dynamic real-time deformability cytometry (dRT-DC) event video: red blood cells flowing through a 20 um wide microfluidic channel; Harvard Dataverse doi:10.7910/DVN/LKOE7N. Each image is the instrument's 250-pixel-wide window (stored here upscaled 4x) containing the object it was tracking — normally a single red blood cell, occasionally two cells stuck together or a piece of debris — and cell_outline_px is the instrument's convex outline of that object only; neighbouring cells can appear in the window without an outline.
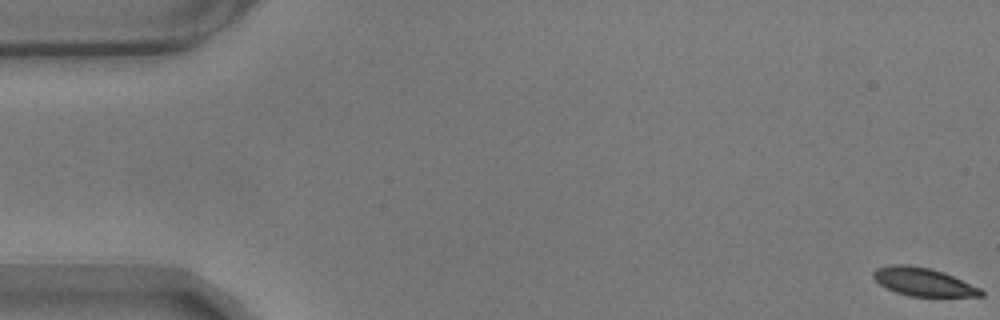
{"species": "common noctule bat (a hibernating species)", "species_latin": "Nyctalus noctula", "temperature_condition": "warm", "stored_images_in_passage": 13, "camera_frame_rate_fps": 3000, "um_per_image_px": 0.085, "animal": {"sex": "male", "body_mass_g": 17.9}, "frame": {"image": 1, "passage_image": 1, "time_ms": 0.0, "image_size_px": [1000, 320], "cell_outline_px": [[984, 296], [908, 296], [896, 292], [880, 284], [872, 276], [872, 272], [876, 268], [888, 264], [908, 264], [932, 268], [944, 272], [980, 288], [984, 292]], "centroid_in_image_um": [78.45, 23.94], "position_along_channel_um": 6.5, "area_um2": 17.74}}